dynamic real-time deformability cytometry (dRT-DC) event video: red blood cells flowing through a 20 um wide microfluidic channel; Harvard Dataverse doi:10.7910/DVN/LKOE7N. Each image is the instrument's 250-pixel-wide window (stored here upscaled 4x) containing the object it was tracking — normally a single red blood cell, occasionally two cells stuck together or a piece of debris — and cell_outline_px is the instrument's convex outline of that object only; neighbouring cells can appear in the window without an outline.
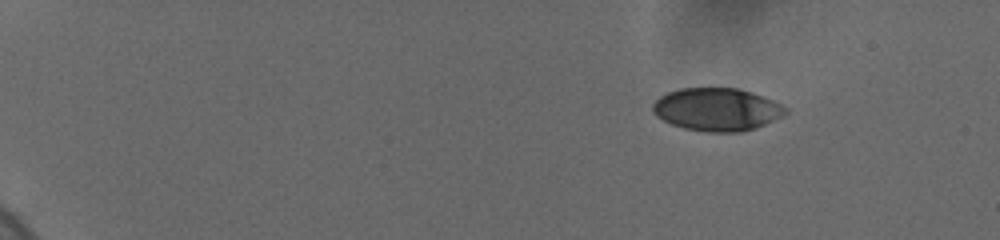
{"species": "human", "species_latin": "Homo sapiens", "temperature_condition": "cold", "stored_images_in_passage": 10, "camera_frame_rate_fps": 3000, "um_per_image_px": 0.085, "donor": {"sex": "female"}, "frame": {"image": 1, "passage_image": 1, "time_ms": 0.0, "image_size_px": [1000, 240], "cell_outline_px": [[788, 112], [764, 124], [740, 132], [708, 132], [684, 128], [672, 124], [656, 116], [652, 112], [652, 104], [660, 96], [668, 92], [680, 88], [736, 88], [752, 92], [772, 100], [788, 108]], "centroid_in_image_um": [60.9, 9.29], "position_along_channel_um": 24.1, "area_um2": 32.89}}
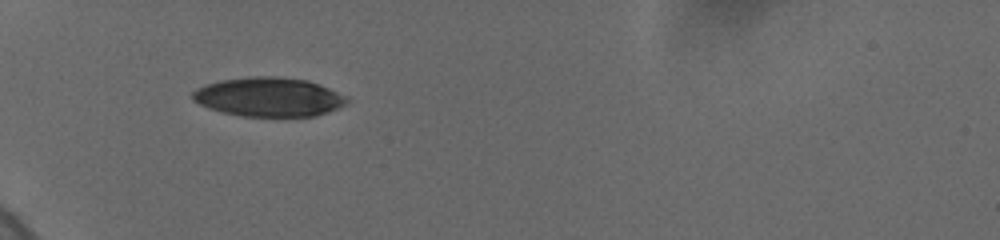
{"frame": {"image": 2, "passage_image": 6, "time_ms": 4.333, "image_size_px": [1000, 240], "cell_outline_px": [[348, 100], [344, 104], [336, 108], [316, 116], [240, 116], [208, 108], [192, 100], [192, 92], [196, 88], [204, 84], [220, 80], [248, 76], [276, 76], [308, 80], [328, 88], [344, 96]], "centroid_in_image_um": [22.77, 8.23], "position_along_channel_um": 62.2, "area_um2": 35.03}}
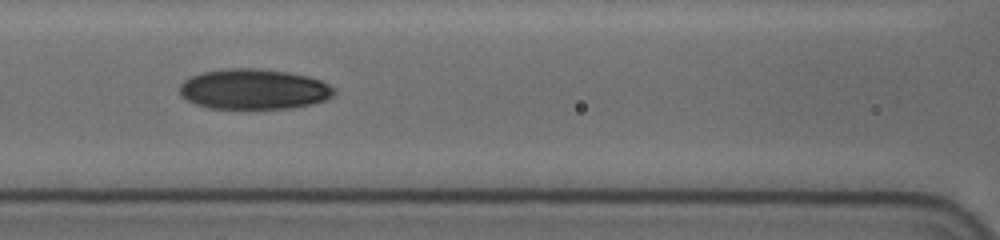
{"frame": {"image": 3, "passage_image": 9, "time_ms": 7.0, "image_size_px": [1000, 240], "cell_outline_px": [[336, 92], [332, 96], [324, 100], [312, 104], [292, 108], [208, 108], [196, 104], [180, 96], [180, 84], [184, 80], [200, 72], [224, 68], [256, 68], [288, 72], [308, 76], [320, 80], [336, 88]], "centroid_in_image_um": [21.57, 7.57], "position_along_channel_um": 145.0, "area_um2": 36.47}}